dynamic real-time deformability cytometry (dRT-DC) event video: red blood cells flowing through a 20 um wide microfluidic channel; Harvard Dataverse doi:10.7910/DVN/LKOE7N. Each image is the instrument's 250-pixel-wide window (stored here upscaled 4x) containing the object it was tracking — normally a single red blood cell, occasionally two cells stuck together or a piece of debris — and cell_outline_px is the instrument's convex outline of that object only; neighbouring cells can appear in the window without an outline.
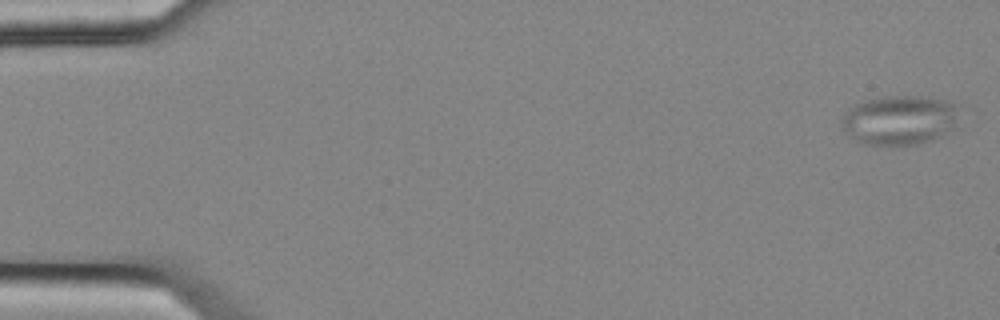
{"species": "common noctule bat (a hibernating species)", "species_latin": "Nyctalus noctula", "temperature_condition": "cold", "stored_images_in_passage": 15, "camera_frame_rate_fps": 3000, "um_per_image_px": 0.085, "animal": {"sex": "female", "body_mass_g": 25.1}, "frame": {"image": 1, "passage_image": 1, "time_ms": 0.0, "image_size_px": [1000, 320], "cell_outline_px": [[960, 104], [956, 128], [940, 136], [916, 144], [860, 144], [848, 136], [844, 132], [840, 124], [840, 120], [848, 108], [864, 100], [876, 96], [920, 96], [944, 100]], "centroid_in_image_um": [76.45, 10.18], "position_along_channel_um": 8.6, "area_um2": 34.45}}
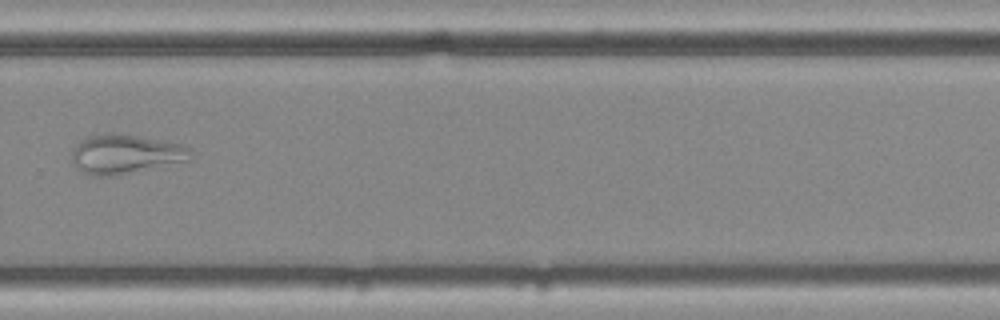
{"frame": {"image": 2, "passage_image": 11, "time_ms": 3.333, "image_size_px": [1000, 320], "cell_outline_px": [[192, 160], [116, 176], [88, 176], [80, 172], [76, 168], [72, 160], [72, 148], [80, 140], [88, 136], [132, 136], [180, 144], [188, 148]], "centroid_in_image_um": [10.61, 13.17], "position_along_channel_um": 319.2, "area_um2": 26.59}}
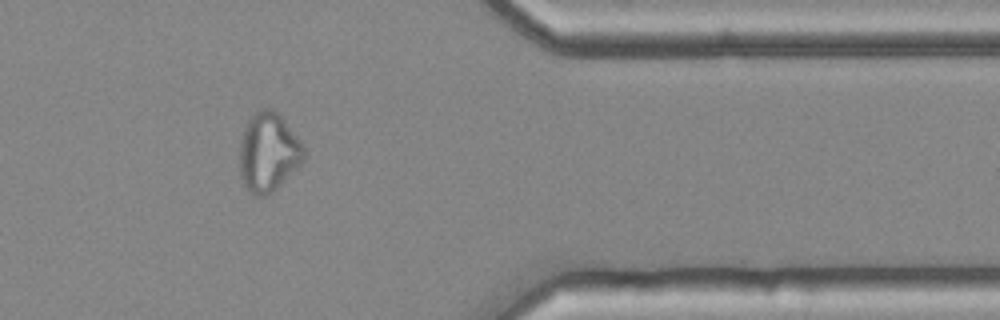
{"frame": {"image": 3, "passage_image": 13, "time_ms": 4.0, "image_size_px": [1000, 320], "cell_outline_px": [[304, 160], [272, 192], [264, 196], [256, 196], [244, 184], [240, 176], [240, 140], [244, 128], [248, 120], [260, 108], [272, 108], [284, 120], [300, 140], [304, 148]], "centroid_in_image_um": [22.8, 12.92], "position_along_channel_um": 388.6, "area_um2": 29.13}}